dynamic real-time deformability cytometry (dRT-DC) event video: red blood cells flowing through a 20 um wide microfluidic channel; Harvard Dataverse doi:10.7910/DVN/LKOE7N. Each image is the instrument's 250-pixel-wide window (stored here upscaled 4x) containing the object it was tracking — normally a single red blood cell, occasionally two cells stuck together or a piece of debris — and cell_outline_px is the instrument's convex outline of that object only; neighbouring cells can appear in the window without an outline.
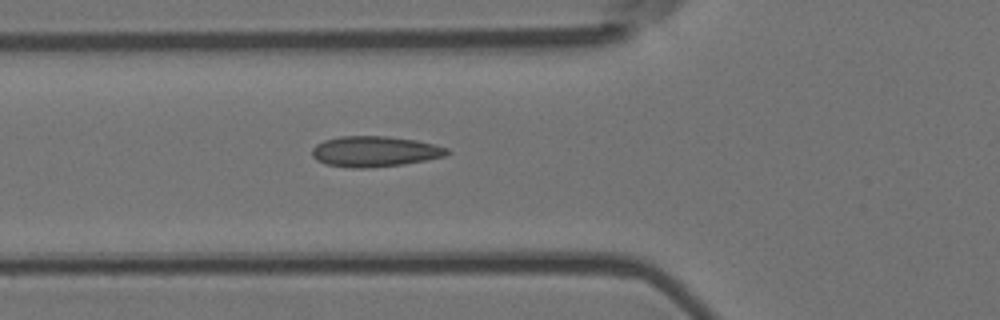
{"species": "Egyptian fruit bat (a non-hibernating species)", "species_latin": "Rousettus aegyptiacus", "temperature_condition": "room temperature", "stored_images_in_passage": 3, "camera_frame_rate_fps": 3000, "um_per_image_px": 0.085, "animal": {"sex": "female"}, "frame": {"image": 1, "passage_image": 3, "time_ms": 0.667, "image_size_px": [1000, 320], "cell_outline_px": [[452, 152], [444, 156], [404, 164], [364, 168], [352, 168], [324, 164], [316, 160], [312, 156], [312, 148], [316, 144], [324, 140], [340, 136], [388, 136], [416, 140], [436, 144], [448, 148]], "centroid_in_image_um": [31.85, 12.87], "position_along_channel_um": 94.0, "area_um2": 24.22}}